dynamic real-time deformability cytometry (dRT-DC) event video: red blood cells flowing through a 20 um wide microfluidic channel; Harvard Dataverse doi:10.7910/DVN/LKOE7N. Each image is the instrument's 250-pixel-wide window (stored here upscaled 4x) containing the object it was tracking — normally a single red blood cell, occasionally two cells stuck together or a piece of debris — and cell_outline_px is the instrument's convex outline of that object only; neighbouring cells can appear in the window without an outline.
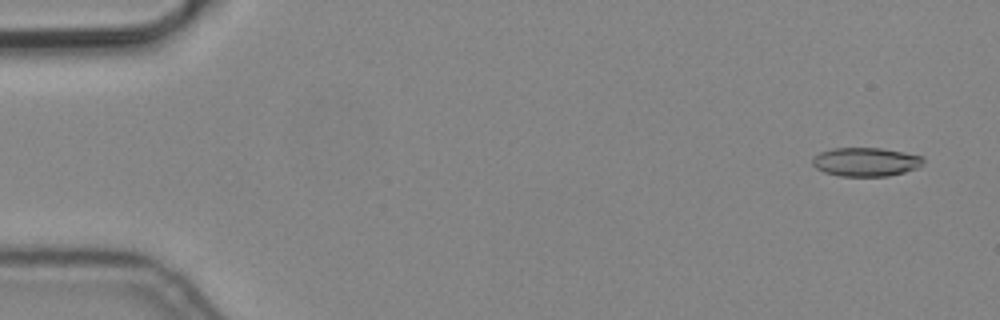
{"species": "common noctule bat (a hibernating species)", "species_latin": "Nyctalus noctula", "temperature_condition": "cold", "stored_images_in_passage": 4, "camera_frame_rate_fps": 3000, "um_per_image_px": 0.085, "animal": {"sex": "male", "body_mass_g": 19.2, "forearm_length_mm": 51.8}, "frame": {"image": 1, "passage_image": 1, "time_ms": 0.0, "image_size_px": [1000, 320], "cell_outline_px": [[924, 160], [920, 168], [888, 176], [840, 176], [824, 172], [816, 168], [812, 164], [812, 156], [820, 152], [832, 148], [880, 148], [904, 152], [924, 156]], "centroid_in_image_um": [73.6, 13.76], "position_along_channel_um": 11.4, "area_um2": 18.79}}
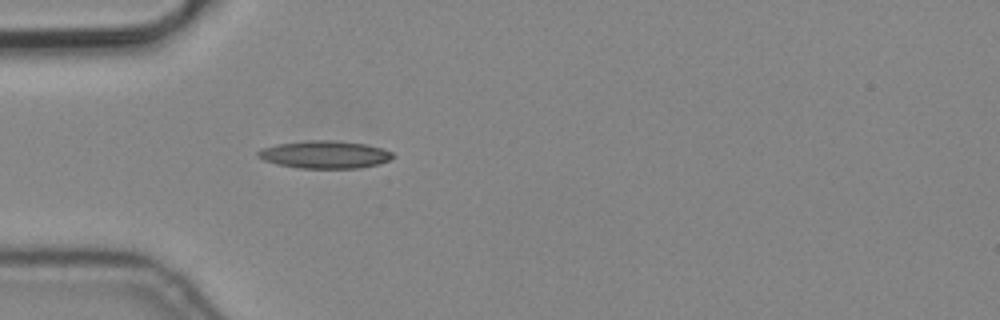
{"frame": {"image": 2, "passage_image": 4, "time_ms": 1.0, "image_size_px": [1000, 320], "cell_outline_px": [[396, 156], [388, 160], [376, 164], [360, 168], [300, 168], [276, 164], [264, 160], [256, 156], [256, 152], [260, 148], [276, 144], [308, 140], [332, 140], [364, 144], [380, 148], [392, 152]], "centroid_in_image_um": [27.54, 13.13], "position_along_channel_um": 57.5, "area_um2": 21.68}}